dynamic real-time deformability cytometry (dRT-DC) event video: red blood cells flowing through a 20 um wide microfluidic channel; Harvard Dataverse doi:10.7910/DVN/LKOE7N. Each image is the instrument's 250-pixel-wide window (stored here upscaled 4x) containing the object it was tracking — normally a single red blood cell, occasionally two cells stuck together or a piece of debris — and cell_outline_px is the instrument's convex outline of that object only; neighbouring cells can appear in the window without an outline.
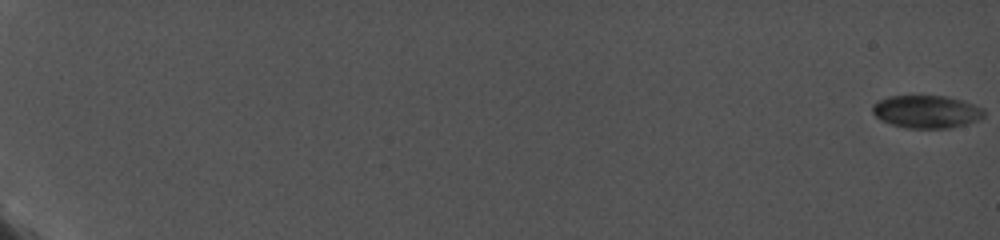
{"species": "common noctule bat (a hibernating species)", "species_latin": "Nyctalus noctula", "temperature_condition": "cold", "stored_images_in_passage": 34, "camera_frame_rate_fps": 5000, "um_per_image_px": 0.085, "animal": {"sex": "female", "body_mass_g": 19.0, "forearm_length_mm": 56.7}, "frame": {"image": 1, "passage_image": 1, "time_ms": 0.0, "image_size_px": [1000, 240], "cell_outline_px": [[984, 116], [976, 120], [964, 124], [948, 128], [904, 128], [892, 124], [876, 116], [872, 112], [872, 104], [888, 96], [944, 96], [960, 100], [984, 108]], "centroid_in_image_um": [78.73, 9.49], "position_along_channel_um": 6.3, "area_um2": 20.98}}
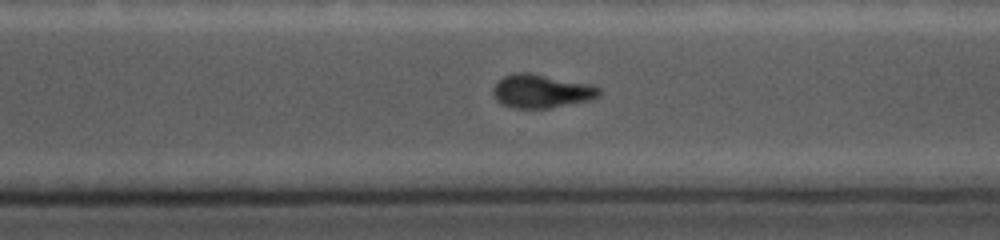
{"frame": {"image": 2, "passage_image": 25, "time_ms": 15.2, "image_size_px": [1000, 240], "cell_outline_px": [[600, 96], [588, 100], [548, 108], [512, 108], [496, 100], [492, 96], [492, 88], [496, 80], [504, 76], [516, 72], [528, 72], [596, 84], [600, 88]], "centroid_in_image_um": [46.01, 7.72], "position_along_channel_um": 324.6, "area_um2": 21.1}}
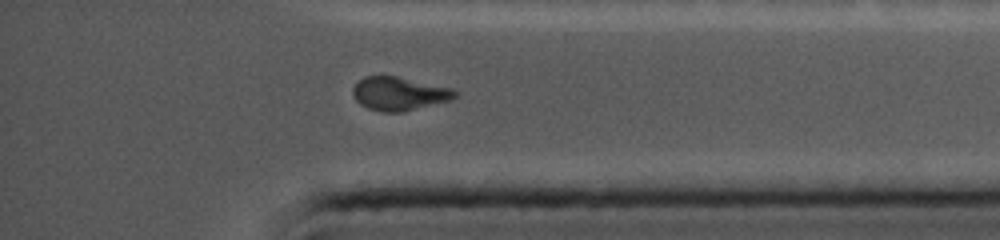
{"frame": {"image": 3, "passage_image": 31, "time_ms": 17.2, "image_size_px": [1000, 240], "cell_outline_px": [[460, 92], [452, 100], [404, 112], [384, 112], [368, 108], [360, 104], [352, 96], [352, 88], [364, 76], [396, 76], [452, 88]], "centroid_in_image_um": [33.95, 7.97], "position_along_channel_um": 401.3, "area_um2": 20.06}, "authors_computed_cell_mechanics": {"area_um2": 21.2993, "velocity_mm_per_s": 3.7643, "shape_relaxation_time_tau1_ms": null, "shape_relaxation_time_tau2_ms": 3.6002, "deformation_change_tau1": null, "deformation_change_tau2": 0.0664}}